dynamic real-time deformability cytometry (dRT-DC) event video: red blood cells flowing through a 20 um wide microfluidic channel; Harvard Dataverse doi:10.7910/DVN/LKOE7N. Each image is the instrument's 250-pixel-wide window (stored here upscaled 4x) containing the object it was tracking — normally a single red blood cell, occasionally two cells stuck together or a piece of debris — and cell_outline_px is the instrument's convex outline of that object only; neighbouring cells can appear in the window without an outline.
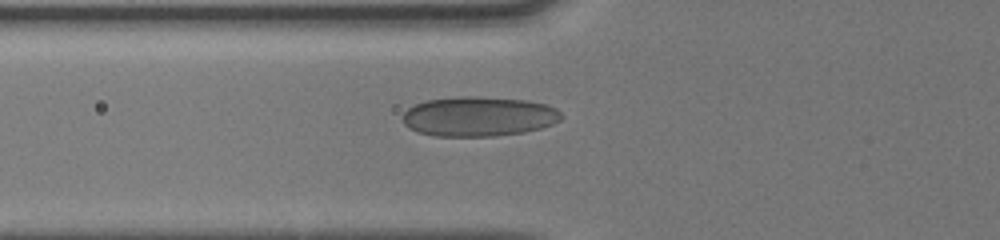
{"species": "human", "species_latin": "Homo sapiens", "temperature_condition": "cold", "stored_images_in_passage": 40, "camera_frame_rate_fps": 3000, "um_per_image_px": 0.085, "donor": {"sex": "male"}, "frame": {"image": 1, "passage_image": 8, "time_ms": 2.333, "image_size_px": [1000, 240], "cell_outline_px": [[560, 120], [552, 124], [540, 128], [524, 132], [496, 136], [436, 136], [416, 132], [408, 128], [404, 124], [400, 116], [408, 108], [416, 104], [428, 100], [456, 96], [480, 96], [528, 100], [548, 104], [556, 108], [560, 112]], "centroid_in_image_um": [40.66, 9.89], "position_along_channel_um": 85.1, "area_um2": 37.11}}
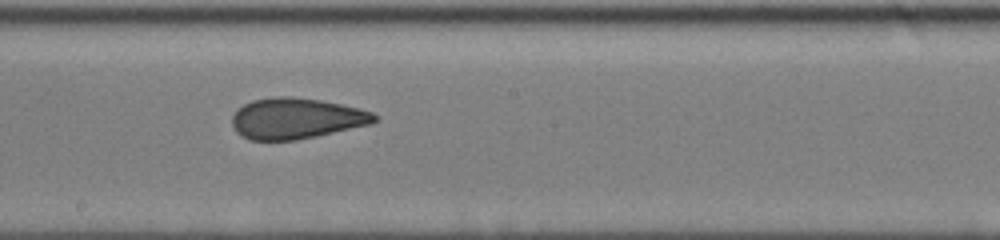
{"frame": {"image": 2, "passage_image": 18, "time_ms": 5.667, "image_size_px": [1000, 240], "cell_outline_px": [[376, 120], [372, 124], [316, 136], [296, 140], [248, 140], [240, 136], [236, 132], [232, 124], [232, 116], [236, 108], [252, 100], [276, 96], [288, 96], [320, 100], [360, 108], [372, 112], [376, 116]], "centroid_in_image_um": [25.14, 10.07], "position_along_channel_um": 223.1, "area_um2": 34.04}}
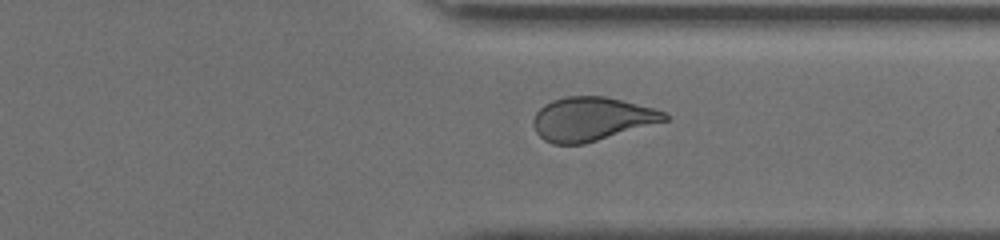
{"frame": {"image": 3, "passage_image": 28, "time_ms": 9.0, "image_size_px": [1000, 240], "cell_outline_px": [[668, 120], [584, 144], [552, 144], [544, 140], [536, 132], [532, 124], [532, 120], [536, 112], [544, 104], [552, 100], [564, 96], [604, 96], [656, 108], [668, 112]], "centroid_in_image_um": [50.28, 10.1], "position_along_channel_um": 361.1, "area_um2": 33.58}}